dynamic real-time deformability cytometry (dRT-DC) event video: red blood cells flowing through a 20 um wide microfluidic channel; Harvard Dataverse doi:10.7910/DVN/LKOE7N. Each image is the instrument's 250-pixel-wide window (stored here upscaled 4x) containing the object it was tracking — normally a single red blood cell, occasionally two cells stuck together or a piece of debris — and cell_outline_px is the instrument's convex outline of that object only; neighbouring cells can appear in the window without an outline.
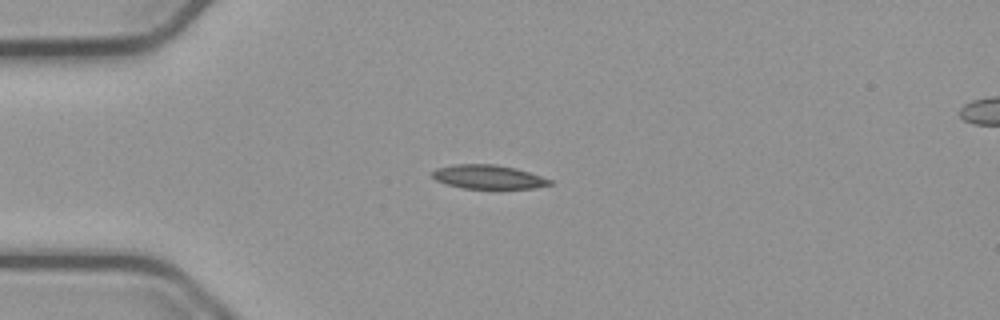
{"species": "common noctule bat (a hibernating species)", "species_latin": "Nyctalus noctula", "temperature_condition": "cold", "stored_images_in_passage": 42, "camera_frame_rate_fps": 3000, "um_per_image_px": 0.085, "animal": {"sex": "male", "body_mass_g": 23.1, "forearm_length_mm": 52.7}, "frame": {"image": 1, "passage_image": 1, "time_ms": 0.0, "image_size_px": [1000, 320], "cell_outline_px": [[552, 184], [532, 188], [464, 188], [448, 184], [436, 180], [432, 176], [432, 172], [436, 168], [452, 164], [496, 164], [516, 168], [552, 180]], "centroid_in_image_um": [41.48, 15.02], "position_along_channel_um": 43.5, "area_um2": 16.18}}
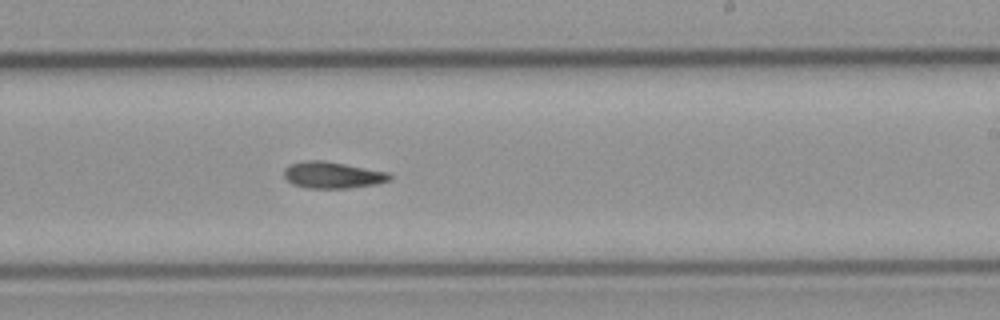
{"frame": {"image": 2, "passage_image": 20, "time_ms": 6.333, "image_size_px": [1000, 320], "cell_outline_px": [[392, 180], [376, 184], [348, 188], [308, 188], [292, 184], [284, 176], [284, 168], [292, 164], [308, 160], [324, 160], [388, 172], [392, 176]], "centroid_in_image_um": [28.29, 14.88], "position_along_channel_um": 260.7, "area_um2": 16.3}}
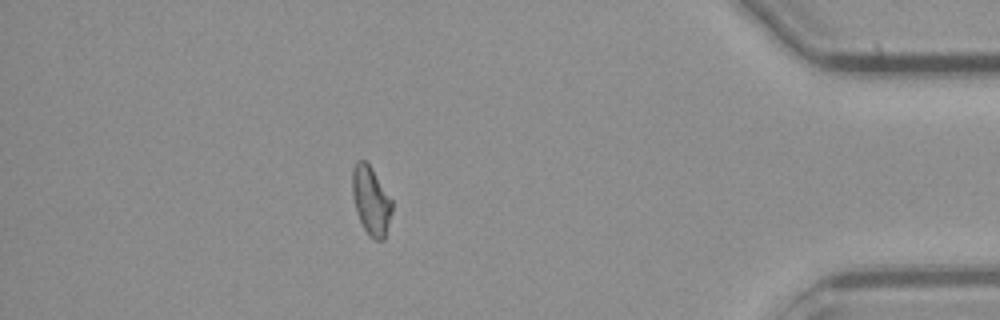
{"frame": {"image": 3, "passage_image": 35, "time_ms": 11.333, "image_size_px": [1000, 320], "cell_outline_px": [[392, 212], [384, 240], [376, 240], [368, 236], [360, 220], [352, 196], [352, 168], [356, 160], [364, 160], [372, 168], [392, 200]], "centroid_in_image_um": [31.53, 17.05], "position_along_channel_um": 403.7, "area_um2": 15.84}, "authors_computed_cell_mechanics": {"area_um2": 16.184, "velocity_mm_per_s": 3.7724, "shape_relaxation_time_tau1_ms": 5.8284, "shape_relaxation_time_tau2_ms": null, "deformation_change_tau1": 0.1504, "deformation_change_tau2": null}}